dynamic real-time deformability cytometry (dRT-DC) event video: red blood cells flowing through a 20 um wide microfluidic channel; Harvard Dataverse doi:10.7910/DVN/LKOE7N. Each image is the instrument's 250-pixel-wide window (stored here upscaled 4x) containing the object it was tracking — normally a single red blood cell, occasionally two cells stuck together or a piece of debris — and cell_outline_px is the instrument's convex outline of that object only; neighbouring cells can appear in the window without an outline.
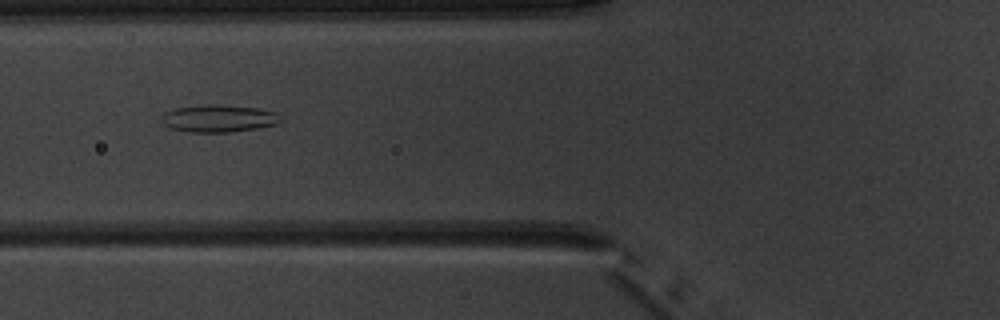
{"species": "common noctule bat (a hibernating species)", "species_latin": "Nyctalus noctula", "temperature_condition": "warm", "stored_images_in_passage": 8, "camera_frame_rate_fps": 3000, "um_per_image_px": 0.085, "animal": {"sex": "male", "body_mass_g": 20.1, "forearm_length_mm": 53.5}, "frame": {"image": 1, "passage_image": 6, "time_ms": 6.0, "image_size_px": [1000, 320], "cell_outline_px": [[284, 120], [276, 124], [256, 128], [228, 132], [192, 132], [172, 128], [164, 124], [160, 120], [160, 116], [164, 112], [176, 108], [212, 104], [220, 104], [260, 108], [276, 112]], "centroid_in_image_um": [18.61, 10.05], "position_along_channel_um": 107.2, "area_um2": 19.02}}
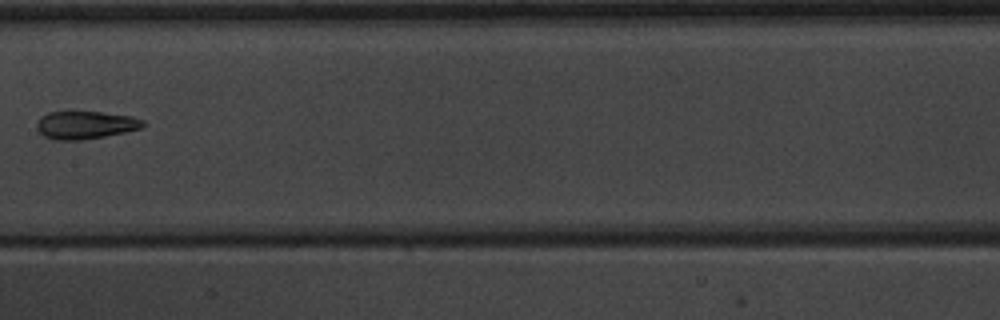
{"frame": {"image": 2, "passage_image": 8, "time_ms": 8.333, "image_size_px": [1000, 320], "cell_outline_px": [[148, 124], [140, 128], [124, 132], [104, 136], [80, 140], [56, 140], [44, 136], [36, 128], [36, 124], [40, 116], [48, 112], [100, 112], [132, 116], [144, 120]], "centroid_in_image_um": [7.26, 10.62], "position_along_channel_um": 200.1, "area_um2": 17.22}}